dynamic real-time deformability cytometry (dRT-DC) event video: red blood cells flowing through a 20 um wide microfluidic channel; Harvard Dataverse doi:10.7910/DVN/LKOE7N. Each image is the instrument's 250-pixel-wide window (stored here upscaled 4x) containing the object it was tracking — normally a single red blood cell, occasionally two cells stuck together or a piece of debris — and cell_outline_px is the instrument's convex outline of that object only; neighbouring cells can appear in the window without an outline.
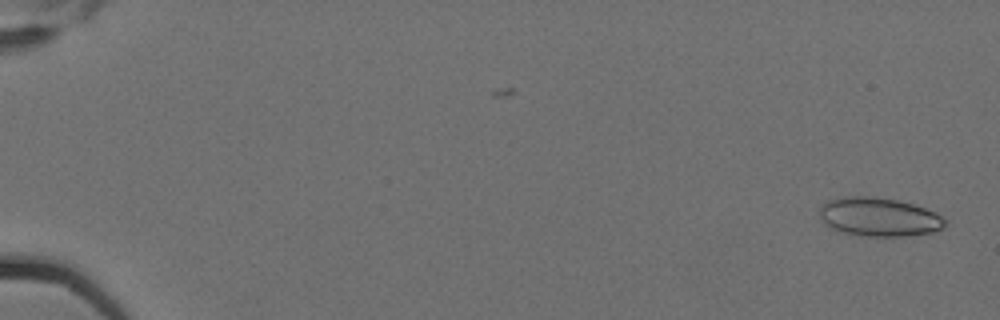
{"species": "Egyptian fruit bat (a non-hibernating species)", "species_latin": "Rousettus aegyptiacus", "temperature_condition": "cold", "stored_images_in_passage": 3, "camera_frame_rate_fps": 3000, "um_per_image_px": 0.085, "animal": {"sex": "female"}, "frame": {"image": 1, "passage_image": 3, "time_ms": 0.667, "image_size_px": [1000, 320], "cell_outline_px": [[948, 220], [944, 228], [932, 232], [908, 236], [868, 236], [840, 232], [824, 224], [820, 216], [820, 208], [828, 200], [848, 196], [872, 196], [896, 200], [912, 204], [924, 208]], "centroid_in_image_um": [74.71, 18.45], "position_along_channel_um": 10.3, "area_um2": 28.21}}